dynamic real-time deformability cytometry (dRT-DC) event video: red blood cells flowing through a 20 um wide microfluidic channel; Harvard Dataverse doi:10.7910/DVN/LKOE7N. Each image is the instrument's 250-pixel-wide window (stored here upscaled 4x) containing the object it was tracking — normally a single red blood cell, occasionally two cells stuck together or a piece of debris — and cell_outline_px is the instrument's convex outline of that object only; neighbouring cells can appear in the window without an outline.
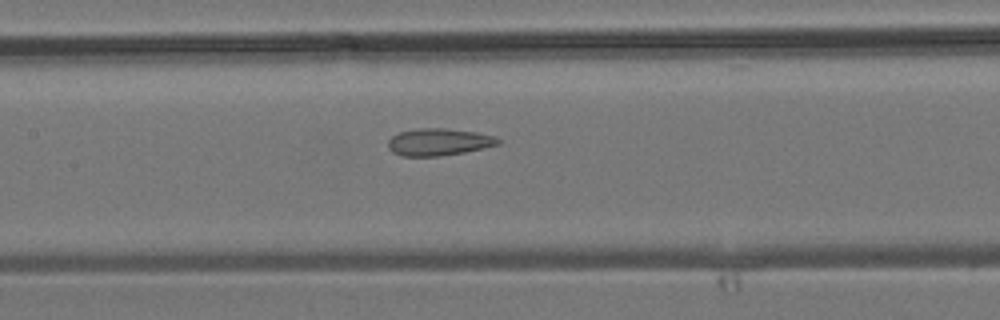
{"species": "common noctule bat (a hibernating species)", "species_latin": "Nyctalus noctula", "temperature_condition": "room temperature", "stored_images_in_passage": 6, "camera_frame_rate_fps": 3000, "um_per_image_px": 0.085, "animal": {"sex": "male", "body_mass_g": 19.2, "forearm_length_mm": 51.8}, "frame": {"image": 1, "passage_image": 6, "time_ms": 6.667, "image_size_px": [1000, 320], "cell_outline_px": [[500, 144], [464, 152], [440, 156], [404, 156], [392, 152], [388, 148], [388, 140], [392, 136], [400, 132], [416, 128], [444, 128], [476, 132], [496, 136], [500, 140]], "centroid_in_image_um": [37.28, 12.06], "position_along_channel_um": 170.1, "area_um2": 17.4}}